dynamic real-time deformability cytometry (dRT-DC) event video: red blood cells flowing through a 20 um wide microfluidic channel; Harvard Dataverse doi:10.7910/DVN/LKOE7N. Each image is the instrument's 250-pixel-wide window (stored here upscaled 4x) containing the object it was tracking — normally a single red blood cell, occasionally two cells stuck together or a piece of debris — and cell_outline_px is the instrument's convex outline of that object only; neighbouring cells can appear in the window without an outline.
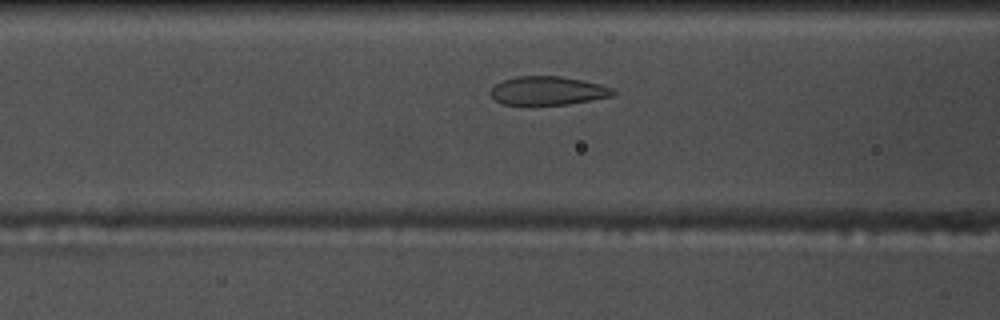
{"species": "common noctule bat (a hibernating species)", "species_latin": "Nyctalus noctula", "temperature_condition": "warm", "stored_images_in_passage": 29, "camera_frame_rate_fps": 3000, "um_per_image_px": 0.085, "animal": {"sex": "male", "body_mass_g": 17.5, "forearm_length_mm": 52.3}, "frame": {"image": 1, "passage_image": 5, "time_ms": 1.333, "image_size_px": [1000, 320], "cell_outline_px": [[616, 92], [612, 96], [568, 104], [504, 104], [496, 100], [488, 92], [496, 84], [504, 80], [516, 76], [560, 76], [600, 84], [612, 88]], "centroid_in_image_um": [46.56, 7.7], "position_along_channel_um": 120.0, "area_um2": 20.11}}
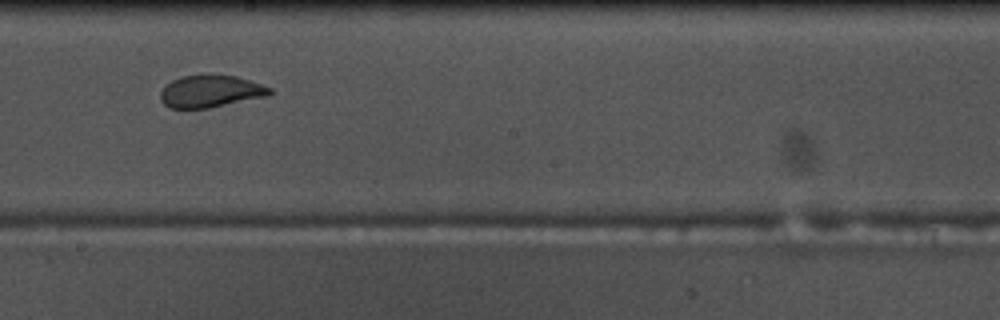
{"frame": {"image": 2, "passage_image": 14, "time_ms": 4.333, "image_size_px": [1000, 320], "cell_outline_px": [[272, 92], [268, 96], [208, 108], [168, 108], [160, 100], [160, 92], [172, 80], [180, 76], [204, 72], [212, 72], [236, 76], [272, 88]], "centroid_in_image_um": [17.88, 7.72], "position_along_channel_um": 230.3, "area_um2": 21.04}}
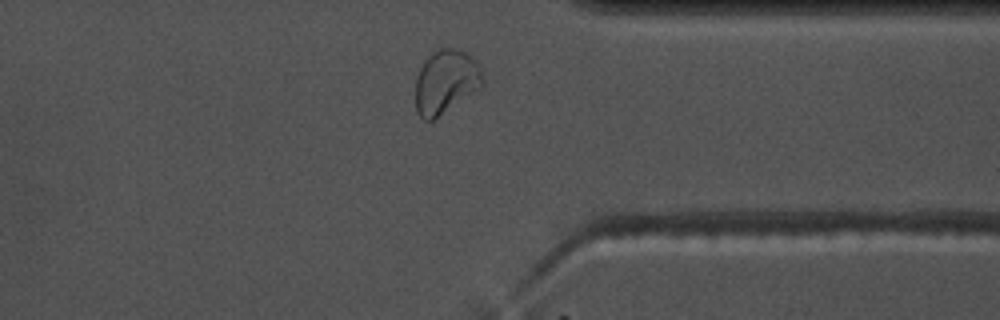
{"frame": {"image": 3, "passage_image": 26, "time_ms": 8.333, "image_size_px": [1000, 320], "cell_outline_px": [[484, 84], [480, 88], [432, 120], [424, 120], [416, 112], [416, 80], [420, 68], [424, 60], [432, 52], [440, 48], [456, 48], [464, 52], [476, 60], [480, 68], [484, 80]], "centroid_in_image_um": [37.89, 6.93], "position_along_channel_um": 373.5, "area_um2": 24.8}}